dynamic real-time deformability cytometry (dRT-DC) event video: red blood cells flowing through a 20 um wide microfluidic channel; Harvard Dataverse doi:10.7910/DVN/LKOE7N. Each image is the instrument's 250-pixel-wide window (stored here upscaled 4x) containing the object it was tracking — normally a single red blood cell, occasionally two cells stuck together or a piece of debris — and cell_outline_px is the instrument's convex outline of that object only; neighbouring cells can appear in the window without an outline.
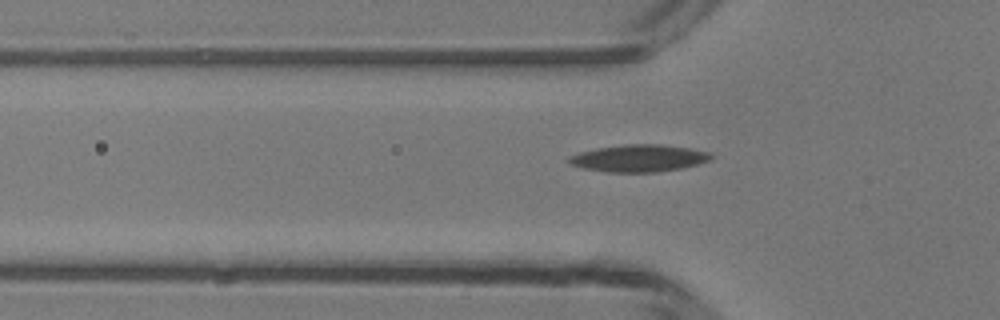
{"species": "common noctule bat (a hibernating species)", "species_latin": "Nyctalus noctula", "temperature_condition": "room temperature", "stored_images_in_passage": 38, "camera_frame_rate_fps": 3000, "um_per_image_px": 0.085, "animal": {"sex": "male", "body_mass_g": 13.3}, "frame": {"image": 1, "passage_image": 11, "time_ms": 3.333, "image_size_px": [1000, 320], "cell_outline_px": [[712, 160], [700, 164], [680, 168], [656, 172], [608, 172], [584, 168], [568, 164], [568, 156], [580, 152], [596, 148], [624, 144], [660, 144], [688, 148], [708, 152], [712, 156]], "centroid_in_image_um": [54.29, 13.45], "position_along_channel_um": 71.5, "area_um2": 22.48}}
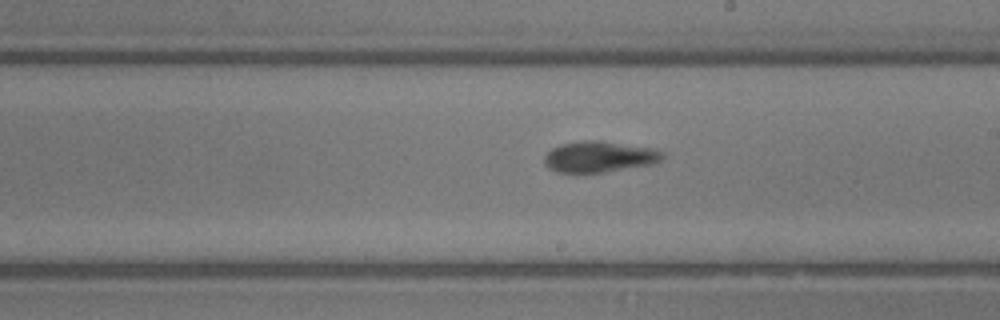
{"frame": {"image": 2, "passage_image": 23, "time_ms": 7.333, "image_size_px": [1000, 320], "cell_outline_px": [[664, 156], [660, 160], [652, 164], [604, 172], [556, 172], [548, 168], [544, 164], [544, 156], [552, 148], [560, 144], [584, 140], [600, 140], [652, 148], [664, 152]], "centroid_in_image_um": [50.91, 13.31], "position_along_channel_um": 238.1, "area_um2": 21.33}}
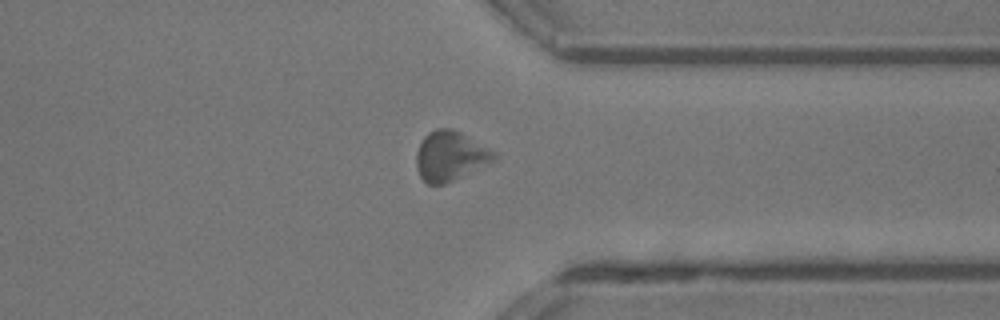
{"frame": {"image": 3, "passage_image": 33, "time_ms": 10.667, "image_size_px": [1000, 320], "cell_outline_px": [[496, 156], [492, 160], [444, 184], [428, 184], [420, 176], [416, 168], [416, 152], [424, 136], [428, 132], [436, 128], [452, 128], [460, 132], [492, 152]], "centroid_in_image_um": [38.15, 13.24], "position_along_channel_um": 373.2, "area_um2": 21.56}, "authors_computed_cell_mechanics": {"area_um2": 21.3282, "velocity_mm_per_s": 4.1529, "shape_relaxation_time_tau1_ms": 6.212, "shape_relaxation_time_tau2_ms": 2.662, "deformation_change_tau1": 0.1936, "deformation_change_tau2": 0.0959}}